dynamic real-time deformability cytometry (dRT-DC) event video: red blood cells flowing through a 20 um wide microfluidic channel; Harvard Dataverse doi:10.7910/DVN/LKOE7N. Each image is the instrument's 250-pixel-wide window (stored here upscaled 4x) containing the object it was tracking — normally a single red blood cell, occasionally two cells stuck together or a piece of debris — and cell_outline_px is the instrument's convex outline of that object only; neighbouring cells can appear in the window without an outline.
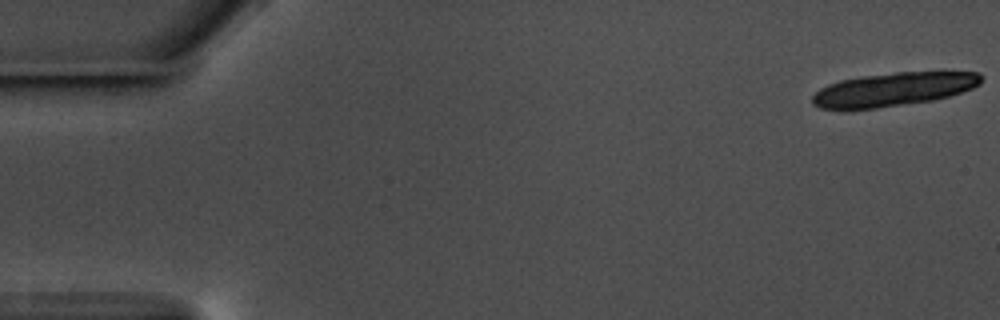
{"species": "common noctule bat (a hibernating species)", "species_latin": "Nyctalus noctula", "temperature_condition": "warm", "stored_images_in_passage": 20, "camera_frame_rate_fps": 3000, "um_per_image_px": 0.085, "animal": {"sex": "male", "body_mass_g": 17.5, "forearm_length_mm": 52.3}, "frame": {"image": 1, "passage_image": 1, "time_ms": 0.0, "image_size_px": [1000, 320], "cell_outline_px": [[984, 76], [980, 84], [972, 88], [948, 96], [932, 100], [876, 108], [820, 108], [812, 104], [812, 96], [820, 88], [828, 84], [840, 80], [860, 76], [896, 72], [980, 72]], "centroid_in_image_um": [75.95, 7.57], "position_along_channel_um": 9.0, "area_um2": 32.71}}